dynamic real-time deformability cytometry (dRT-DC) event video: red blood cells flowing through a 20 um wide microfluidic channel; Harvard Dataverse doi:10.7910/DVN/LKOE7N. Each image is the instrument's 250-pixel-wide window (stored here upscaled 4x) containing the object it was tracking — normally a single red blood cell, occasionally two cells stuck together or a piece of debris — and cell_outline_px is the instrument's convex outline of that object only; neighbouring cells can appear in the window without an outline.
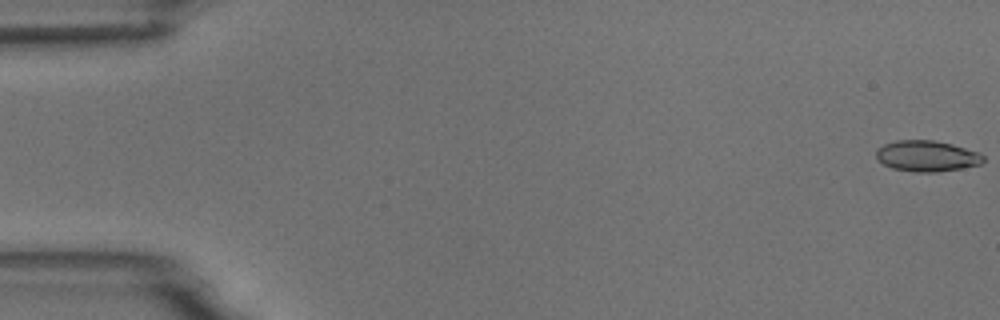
{"species": "common noctule bat (a hibernating species)", "species_latin": "Nyctalus noctula", "temperature_condition": "room temperature", "stored_images_in_passage": 55, "camera_frame_rate_fps": 3000, "um_per_image_px": 0.085, "animal": {"sex": "male", "body_mass_g": 18.8}, "frame": {"image": 1, "passage_image": 1, "time_ms": 0.0, "image_size_px": [1000, 320], "cell_outline_px": [[984, 160], [980, 164], [960, 168], [936, 172], [916, 172], [892, 168], [884, 164], [876, 156], [876, 148], [884, 144], [896, 140], [932, 140], [952, 144], [980, 152], [984, 156]], "centroid_in_image_um": [78.78, 13.25], "position_along_channel_um": 6.2, "area_um2": 19.25}}
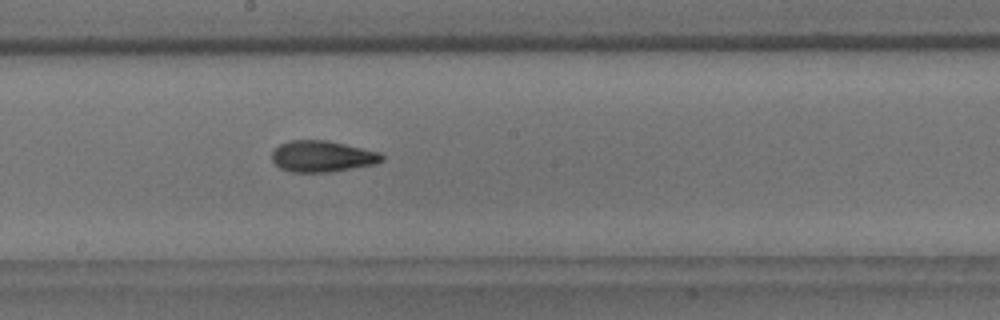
{"frame": {"image": 2, "passage_image": 30, "time_ms": 9.667, "image_size_px": [1000, 320], "cell_outline_px": [[384, 160], [376, 164], [328, 172], [292, 172], [280, 168], [272, 160], [272, 152], [280, 144], [288, 140], [328, 140], [380, 152], [384, 156]], "centroid_in_image_um": [27.4, 13.28], "position_along_channel_um": 220.8, "area_um2": 20.06}}
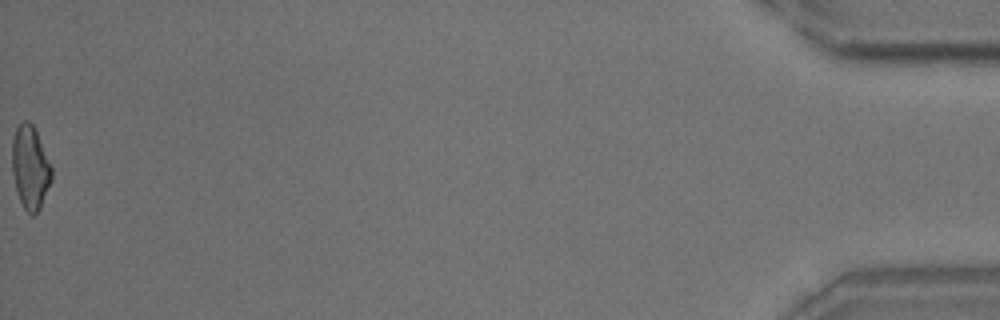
{"frame": {"image": 3, "passage_image": 55, "time_ms": 18.0, "image_size_px": [1000, 320], "cell_outline_px": [[52, 180], [40, 208], [32, 216], [24, 208], [16, 192], [12, 172], [12, 140], [16, 128], [24, 120], [28, 120], [32, 124], [36, 132], [52, 168]], "centroid_in_image_um": [2.56, 14.25], "position_along_channel_um": 432.6, "area_um2": 19.07}, "authors_computed_cell_mechanics": {"area_um2": 19.3052, "velocity_mm_per_s": 3.7473, "shape_relaxation_time_tau1_ms": 8.0495, "shape_relaxation_time_tau2_ms": 2.884, "deformation_change_tau1": 0.1822, "deformation_change_tau2": 0.1046}}